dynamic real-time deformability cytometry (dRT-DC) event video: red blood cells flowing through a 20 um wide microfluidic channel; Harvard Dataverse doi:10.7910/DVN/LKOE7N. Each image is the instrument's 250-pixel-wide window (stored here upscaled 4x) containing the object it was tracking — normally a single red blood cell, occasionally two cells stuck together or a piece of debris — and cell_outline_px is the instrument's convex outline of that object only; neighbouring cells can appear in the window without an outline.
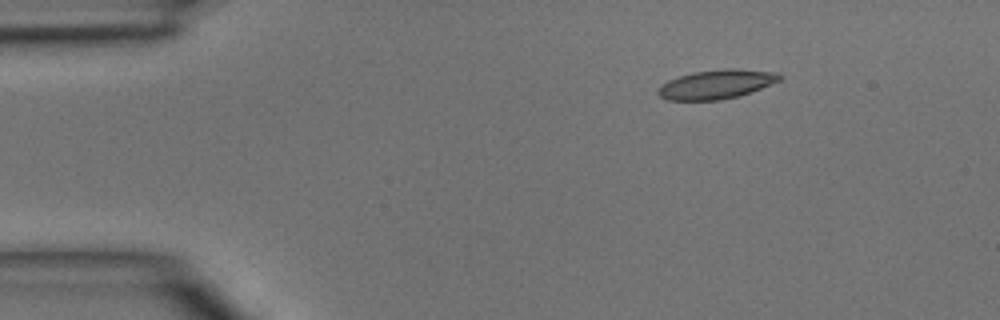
{"species": "common noctule bat (a hibernating species)", "species_latin": "Nyctalus noctula", "temperature_condition": "room temperature", "stored_images_in_passage": 3, "camera_frame_rate_fps": 3000, "um_per_image_px": 0.085, "animal": {"sex": "male", "body_mass_g": 15.6}, "frame": {"image": 1, "passage_image": 1, "time_ms": 0.0, "image_size_px": [1000, 320], "cell_outline_px": [[784, 76], [780, 80], [740, 96], [720, 100], [668, 100], [660, 96], [656, 92], [656, 88], [660, 84], [668, 80], [692, 72], [724, 68], [736, 68], [780, 72]], "centroid_in_image_um": [60.89, 7.15], "position_along_channel_um": 24.1, "area_um2": 20.92}}
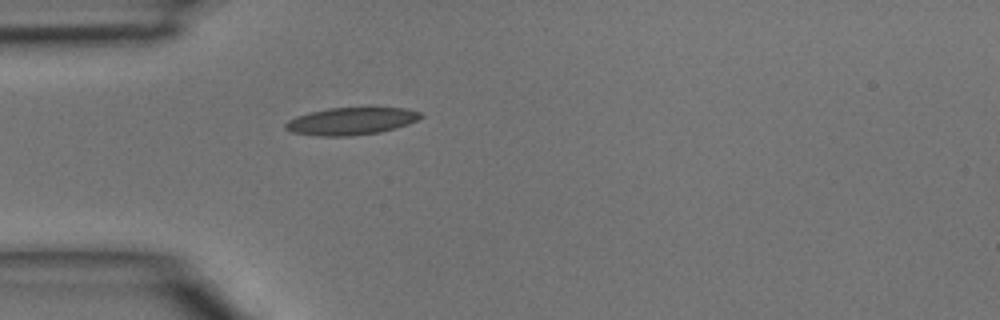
{"frame": {"image": 2, "passage_image": 3, "time_ms": 0.667, "image_size_px": [1000, 320], "cell_outline_px": [[424, 116], [408, 124], [396, 128], [380, 132], [352, 136], [320, 136], [292, 132], [284, 128], [284, 124], [288, 120], [296, 116], [328, 108], [408, 108], [420, 112]], "centroid_in_image_um": [29.85, 10.3], "position_along_channel_um": 55.1, "area_um2": 21.5}}